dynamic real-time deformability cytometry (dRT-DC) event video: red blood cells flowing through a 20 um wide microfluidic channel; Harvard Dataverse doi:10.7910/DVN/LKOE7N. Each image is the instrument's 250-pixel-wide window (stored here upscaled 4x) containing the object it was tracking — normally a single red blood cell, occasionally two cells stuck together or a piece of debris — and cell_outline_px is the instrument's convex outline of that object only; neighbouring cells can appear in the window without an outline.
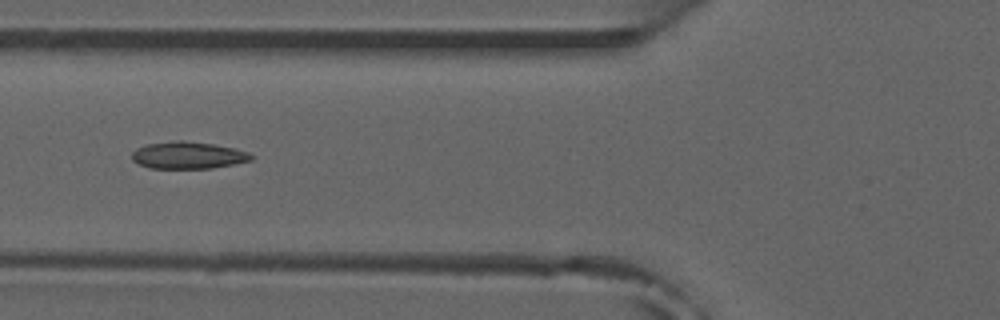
{"species": "common noctule bat (a hibernating species)", "species_latin": "Nyctalus noctula", "temperature_condition": "room temperature", "stored_images_in_passage": 35, "camera_frame_rate_fps": 3000, "um_per_image_px": 0.085, "animal": {"sex": "male", "forearm_length_mm": 52.5}, "frame": {"image": 1, "passage_image": 6, "time_ms": 1.667, "image_size_px": [1000, 320], "cell_outline_px": [[252, 160], [212, 168], [152, 168], [140, 164], [132, 160], [132, 152], [136, 148], [148, 144], [176, 140], [184, 140], [212, 144], [232, 148], [248, 152], [252, 156]], "centroid_in_image_um": [15.95, 13.19], "position_along_channel_um": 109.8, "area_um2": 18.55}}